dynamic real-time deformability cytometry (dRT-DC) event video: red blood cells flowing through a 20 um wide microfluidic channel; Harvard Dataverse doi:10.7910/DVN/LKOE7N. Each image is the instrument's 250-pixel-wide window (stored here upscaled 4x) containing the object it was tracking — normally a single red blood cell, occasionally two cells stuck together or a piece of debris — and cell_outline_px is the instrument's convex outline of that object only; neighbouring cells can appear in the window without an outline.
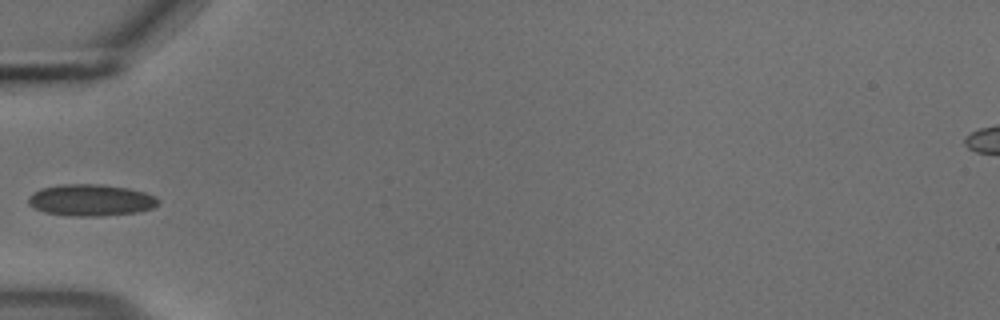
{"species": "common noctule bat (a hibernating species)", "species_latin": "Nyctalus noctula", "temperature_condition": "cold", "stored_images_in_passage": 6, "camera_frame_rate_fps": 3000, "um_per_image_px": 0.085, "animal": {"sex": "male", "body_mass_g": 18.8}, "frame": {"image": 1, "passage_image": 1, "time_ms": 0.0, "image_size_px": [1000, 320], "cell_outline_px": [[160, 204], [152, 208], [136, 212], [100, 216], [68, 216], [44, 212], [28, 204], [28, 196], [32, 192], [40, 188], [60, 184], [100, 184], [128, 188], [144, 192], [156, 196], [160, 200]], "centroid_in_image_um": [7.71, 17.0], "position_along_channel_um": 77.3, "area_um2": 24.16}}